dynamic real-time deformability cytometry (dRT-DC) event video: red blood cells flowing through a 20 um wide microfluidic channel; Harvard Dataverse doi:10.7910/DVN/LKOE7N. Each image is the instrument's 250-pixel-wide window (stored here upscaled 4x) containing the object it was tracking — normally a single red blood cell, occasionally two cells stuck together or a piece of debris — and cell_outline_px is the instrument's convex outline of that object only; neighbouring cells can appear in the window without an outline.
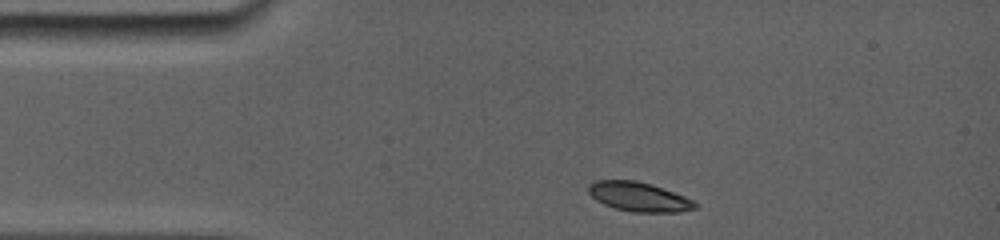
{"species": "common noctule bat (a hibernating species)", "species_latin": "Nyctalus noctula", "temperature_condition": "room temperature", "stored_images_in_passage": 2, "camera_frame_rate_fps": 5000, "um_per_image_px": 0.085, "animal": {"sex": "female", "body_mass_g": 19.0, "forearm_length_mm": 56.7}, "frame": {"image": 1, "passage_image": 1, "time_ms": 0.0, "image_size_px": [1000, 240], "cell_outline_px": [[696, 208], [680, 212], [632, 212], [616, 208], [604, 204], [596, 200], [588, 192], [588, 184], [596, 180], [636, 180], [652, 184], [684, 196], [692, 200], [696, 204]], "centroid_in_image_um": [54.28, 16.72], "position_along_channel_um": 30.7, "area_um2": 18.15}}